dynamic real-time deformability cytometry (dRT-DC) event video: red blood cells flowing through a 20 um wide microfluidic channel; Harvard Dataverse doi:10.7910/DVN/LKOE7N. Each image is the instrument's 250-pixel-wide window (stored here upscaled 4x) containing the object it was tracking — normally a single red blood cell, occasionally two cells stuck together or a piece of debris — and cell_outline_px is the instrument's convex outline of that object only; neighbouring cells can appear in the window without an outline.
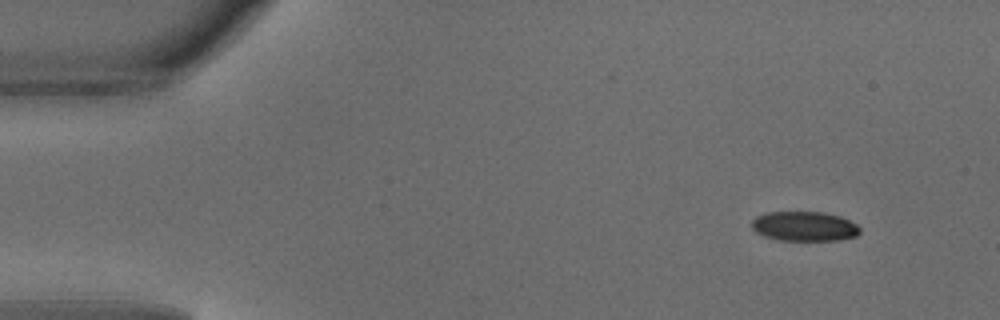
{"species": "common noctule bat (a hibernating species)", "species_latin": "Nyctalus noctula", "temperature_condition": "warm", "stored_images_in_passage": 5, "camera_frame_rate_fps": 3000, "um_per_image_px": 0.085, "animal": {"sex": "male", "body_mass_g": 18.8}, "frame": {"image": 1, "passage_image": 1, "time_ms": 0.0, "image_size_px": [1000, 320], "cell_outline_px": [[860, 232], [856, 236], [836, 240], [776, 240], [764, 236], [756, 232], [752, 228], [752, 220], [756, 216], [764, 212], [824, 212], [840, 216], [856, 224], [860, 228]], "centroid_in_image_um": [68.34, 19.23], "position_along_channel_um": 16.7, "area_um2": 18.73}}
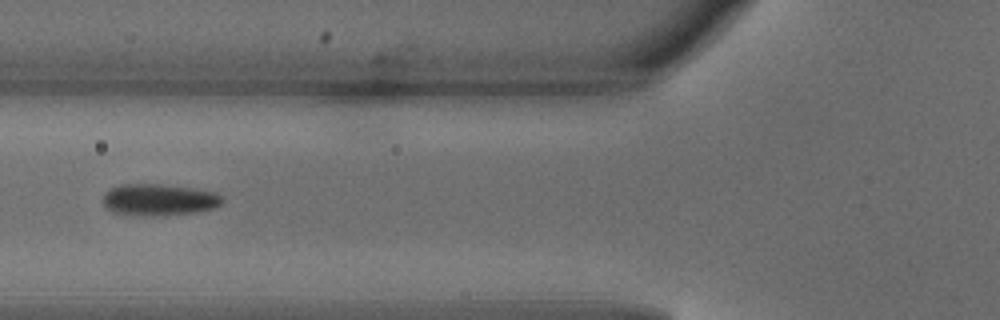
{"frame": {"image": 2, "passage_image": 5, "time_ms": 1.333, "image_size_px": [1000, 320], "cell_outline_px": [[224, 200], [216, 208], [196, 212], [152, 216], [140, 216], [112, 212], [104, 208], [104, 192], [112, 188], [124, 184], [160, 184], [192, 188], [216, 192], [224, 196]], "centroid_in_image_um": [13.53, 16.98], "position_along_channel_um": 112.3, "area_um2": 22.2}}